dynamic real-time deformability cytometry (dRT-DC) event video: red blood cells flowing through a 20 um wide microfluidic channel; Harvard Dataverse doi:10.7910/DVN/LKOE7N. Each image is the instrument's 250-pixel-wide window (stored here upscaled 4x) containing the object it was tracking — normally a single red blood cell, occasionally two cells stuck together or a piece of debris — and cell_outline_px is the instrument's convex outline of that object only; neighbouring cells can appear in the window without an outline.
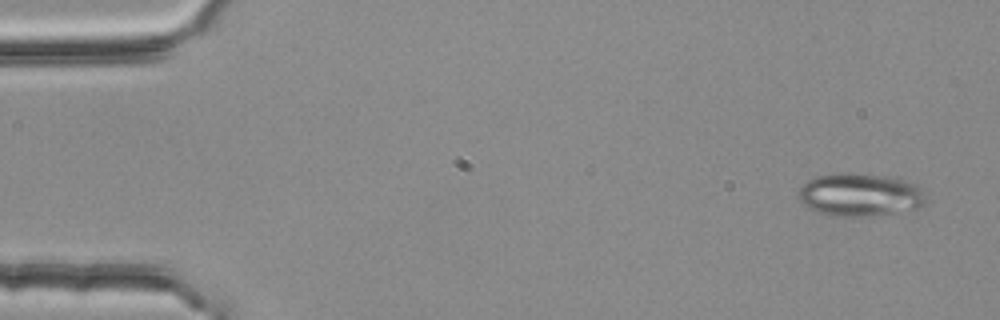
{"species": "common noctule bat (a hibernating species)", "species_latin": "Nyctalus noctula", "temperature_condition": "room temperature", "stored_images_in_passage": 4, "camera_frame_rate_fps": 3000, "um_per_image_px": 0.085, "animal": {"sex": "female", "body_mass_g": 25.1}, "frame": {"image": 1, "passage_image": 1, "time_ms": 0.0, "image_size_px": [1000, 320], "cell_outline_px": [[928, 200], [924, 204], [916, 208], [868, 216], [832, 216], [808, 208], [796, 196], [800, 188], [808, 180], [816, 176], [840, 172], [844, 172], [900, 176], [924, 188]], "centroid_in_image_um": [73.15, 16.52], "position_along_channel_um": 11.8, "area_um2": 32.54}}